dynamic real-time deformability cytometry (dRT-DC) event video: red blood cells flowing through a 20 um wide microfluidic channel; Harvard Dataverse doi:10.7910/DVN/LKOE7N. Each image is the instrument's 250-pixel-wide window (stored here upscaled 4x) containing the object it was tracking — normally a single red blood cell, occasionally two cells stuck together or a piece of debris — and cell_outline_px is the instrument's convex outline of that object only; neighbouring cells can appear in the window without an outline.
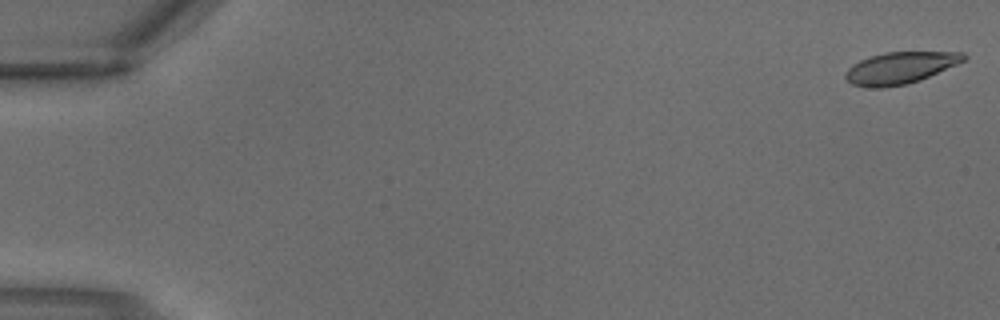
{"species": "common noctule bat (a hibernating species)", "species_latin": "Nyctalus noctula", "temperature_condition": "warm", "stored_images_in_passage": 3, "camera_frame_rate_fps": 3000, "um_per_image_px": 0.085, "animal": {"sex": "male", "body_mass_g": 18.8}, "frame": {"image": 1, "passage_image": 1, "time_ms": 0.0, "image_size_px": [1000, 320], "cell_outline_px": [[968, 56], [964, 60], [956, 64], [920, 80], [904, 84], [884, 88], [864, 88], [852, 84], [844, 76], [848, 68], [852, 64], [868, 56], [884, 52], [964, 52]], "centroid_in_image_um": [76.47, 5.77], "position_along_channel_um": 8.5, "area_um2": 21.91}}